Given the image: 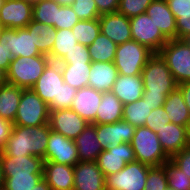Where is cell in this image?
<instances>
[{"label": "cell", "instance_id": "6da1fadb", "mask_svg": "<svg viewBox=\"0 0 190 190\" xmlns=\"http://www.w3.org/2000/svg\"><path fill=\"white\" fill-rule=\"evenodd\" d=\"M144 92L143 100L153 109L162 107L166 97L178 84L160 53H153L141 72Z\"/></svg>", "mask_w": 190, "mask_h": 190}, {"label": "cell", "instance_id": "7a4b0ae2", "mask_svg": "<svg viewBox=\"0 0 190 190\" xmlns=\"http://www.w3.org/2000/svg\"><path fill=\"white\" fill-rule=\"evenodd\" d=\"M50 131L49 123L35 127L13 125L0 154L16 157L34 155L45 159Z\"/></svg>", "mask_w": 190, "mask_h": 190}, {"label": "cell", "instance_id": "3957f363", "mask_svg": "<svg viewBox=\"0 0 190 190\" xmlns=\"http://www.w3.org/2000/svg\"><path fill=\"white\" fill-rule=\"evenodd\" d=\"M131 146L136 161L148 166H162L170 160L159 142L158 135L145 126L135 128Z\"/></svg>", "mask_w": 190, "mask_h": 190}, {"label": "cell", "instance_id": "277c9868", "mask_svg": "<svg viewBox=\"0 0 190 190\" xmlns=\"http://www.w3.org/2000/svg\"><path fill=\"white\" fill-rule=\"evenodd\" d=\"M49 61L48 56L13 58L6 72L7 83L22 89H31Z\"/></svg>", "mask_w": 190, "mask_h": 190}, {"label": "cell", "instance_id": "5b68a950", "mask_svg": "<svg viewBox=\"0 0 190 190\" xmlns=\"http://www.w3.org/2000/svg\"><path fill=\"white\" fill-rule=\"evenodd\" d=\"M153 54L146 46L129 40L117 45L114 64L119 75H141L149 57Z\"/></svg>", "mask_w": 190, "mask_h": 190}, {"label": "cell", "instance_id": "8992f818", "mask_svg": "<svg viewBox=\"0 0 190 190\" xmlns=\"http://www.w3.org/2000/svg\"><path fill=\"white\" fill-rule=\"evenodd\" d=\"M177 84L190 81V41L168 40L160 50Z\"/></svg>", "mask_w": 190, "mask_h": 190}, {"label": "cell", "instance_id": "52a82bcc", "mask_svg": "<svg viewBox=\"0 0 190 190\" xmlns=\"http://www.w3.org/2000/svg\"><path fill=\"white\" fill-rule=\"evenodd\" d=\"M48 105L32 90L23 89L13 125L35 127L49 123Z\"/></svg>", "mask_w": 190, "mask_h": 190}, {"label": "cell", "instance_id": "ba28073f", "mask_svg": "<svg viewBox=\"0 0 190 190\" xmlns=\"http://www.w3.org/2000/svg\"><path fill=\"white\" fill-rule=\"evenodd\" d=\"M150 168L139 161L127 163L119 172L106 176V190H144Z\"/></svg>", "mask_w": 190, "mask_h": 190}, {"label": "cell", "instance_id": "9c48e42d", "mask_svg": "<svg viewBox=\"0 0 190 190\" xmlns=\"http://www.w3.org/2000/svg\"><path fill=\"white\" fill-rule=\"evenodd\" d=\"M130 27L132 39L153 53H159L168 41L147 13L130 18Z\"/></svg>", "mask_w": 190, "mask_h": 190}, {"label": "cell", "instance_id": "30bf717a", "mask_svg": "<svg viewBox=\"0 0 190 190\" xmlns=\"http://www.w3.org/2000/svg\"><path fill=\"white\" fill-rule=\"evenodd\" d=\"M63 84L61 64L50 60L31 89L49 105L51 102H59V92Z\"/></svg>", "mask_w": 190, "mask_h": 190}, {"label": "cell", "instance_id": "8fae6325", "mask_svg": "<svg viewBox=\"0 0 190 190\" xmlns=\"http://www.w3.org/2000/svg\"><path fill=\"white\" fill-rule=\"evenodd\" d=\"M33 20V0H5L0 9L3 28H25Z\"/></svg>", "mask_w": 190, "mask_h": 190}, {"label": "cell", "instance_id": "7c38bea8", "mask_svg": "<svg viewBox=\"0 0 190 190\" xmlns=\"http://www.w3.org/2000/svg\"><path fill=\"white\" fill-rule=\"evenodd\" d=\"M44 161L75 166L79 162V157L74 140L51 130Z\"/></svg>", "mask_w": 190, "mask_h": 190}, {"label": "cell", "instance_id": "4fadbf2b", "mask_svg": "<svg viewBox=\"0 0 190 190\" xmlns=\"http://www.w3.org/2000/svg\"><path fill=\"white\" fill-rule=\"evenodd\" d=\"M134 161H136V159L131 143H122L103 150L99 154L96 162L106 177L119 172L127 163Z\"/></svg>", "mask_w": 190, "mask_h": 190}, {"label": "cell", "instance_id": "5bb4252c", "mask_svg": "<svg viewBox=\"0 0 190 190\" xmlns=\"http://www.w3.org/2000/svg\"><path fill=\"white\" fill-rule=\"evenodd\" d=\"M1 42H5L13 58L46 56L39 52L32 40V33L26 28L9 29L3 28L0 37Z\"/></svg>", "mask_w": 190, "mask_h": 190}, {"label": "cell", "instance_id": "9a60e30c", "mask_svg": "<svg viewBox=\"0 0 190 190\" xmlns=\"http://www.w3.org/2000/svg\"><path fill=\"white\" fill-rule=\"evenodd\" d=\"M49 124L51 130L74 140L89 124L71 108L50 110Z\"/></svg>", "mask_w": 190, "mask_h": 190}, {"label": "cell", "instance_id": "2e32d148", "mask_svg": "<svg viewBox=\"0 0 190 190\" xmlns=\"http://www.w3.org/2000/svg\"><path fill=\"white\" fill-rule=\"evenodd\" d=\"M135 127L125 120L115 123L96 124V133L103 150L113 145L131 143Z\"/></svg>", "mask_w": 190, "mask_h": 190}, {"label": "cell", "instance_id": "e0dca14e", "mask_svg": "<svg viewBox=\"0 0 190 190\" xmlns=\"http://www.w3.org/2000/svg\"><path fill=\"white\" fill-rule=\"evenodd\" d=\"M105 178L96 161L74 166V190H106Z\"/></svg>", "mask_w": 190, "mask_h": 190}, {"label": "cell", "instance_id": "ac0fdd59", "mask_svg": "<svg viewBox=\"0 0 190 190\" xmlns=\"http://www.w3.org/2000/svg\"><path fill=\"white\" fill-rule=\"evenodd\" d=\"M0 164L4 178L7 175L43 174L44 159L34 155L7 156L0 154Z\"/></svg>", "mask_w": 190, "mask_h": 190}, {"label": "cell", "instance_id": "d6986e66", "mask_svg": "<svg viewBox=\"0 0 190 190\" xmlns=\"http://www.w3.org/2000/svg\"><path fill=\"white\" fill-rule=\"evenodd\" d=\"M100 31L116 45L132 40L130 19L119 12L103 14L99 17Z\"/></svg>", "mask_w": 190, "mask_h": 190}, {"label": "cell", "instance_id": "ffe728a7", "mask_svg": "<svg viewBox=\"0 0 190 190\" xmlns=\"http://www.w3.org/2000/svg\"><path fill=\"white\" fill-rule=\"evenodd\" d=\"M102 99V92L92 87H83L77 90L71 109L85 119L88 123H93Z\"/></svg>", "mask_w": 190, "mask_h": 190}, {"label": "cell", "instance_id": "44dd1931", "mask_svg": "<svg viewBox=\"0 0 190 190\" xmlns=\"http://www.w3.org/2000/svg\"><path fill=\"white\" fill-rule=\"evenodd\" d=\"M43 178L51 190H74V166L44 161Z\"/></svg>", "mask_w": 190, "mask_h": 190}, {"label": "cell", "instance_id": "7402d4cb", "mask_svg": "<svg viewBox=\"0 0 190 190\" xmlns=\"http://www.w3.org/2000/svg\"><path fill=\"white\" fill-rule=\"evenodd\" d=\"M146 13L168 40L176 39V19L166 0H153Z\"/></svg>", "mask_w": 190, "mask_h": 190}, {"label": "cell", "instance_id": "603a6c76", "mask_svg": "<svg viewBox=\"0 0 190 190\" xmlns=\"http://www.w3.org/2000/svg\"><path fill=\"white\" fill-rule=\"evenodd\" d=\"M159 142L165 153L171 158L189 146L187 130L185 126H180L172 122L164 125L157 133Z\"/></svg>", "mask_w": 190, "mask_h": 190}, {"label": "cell", "instance_id": "cb8c5ba5", "mask_svg": "<svg viewBox=\"0 0 190 190\" xmlns=\"http://www.w3.org/2000/svg\"><path fill=\"white\" fill-rule=\"evenodd\" d=\"M79 162L97 161L103 151L96 133V124L89 123L86 128L74 139Z\"/></svg>", "mask_w": 190, "mask_h": 190}, {"label": "cell", "instance_id": "d4e9b609", "mask_svg": "<svg viewBox=\"0 0 190 190\" xmlns=\"http://www.w3.org/2000/svg\"><path fill=\"white\" fill-rule=\"evenodd\" d=\"M111 92L125 105L142 98L144 92L141 75H118Z\"/></svg>", "mask_w": 190, "mask_h": 190}, {"label": "cell", "instance_id": "484cf974", "mask_svg": "<svg viewBox=\"0 0 190 190\" xmlns=\"http://www.w3.org/2000/svg\"><path fill=\"white\" fill-rule=\"evenodd\" d=\"M89 87L100 92L111 91L119 73L114 62H91Z\"/></svg>", "mask_w": 190, "mask_h": 190}, {"label": "cell", "instance_id": "4316f807", "mask_svg": "<svg viewBox=\"0 0 190 190\" xmlns=\"http://www.w3.org/2000/svg\"><path fill=\"white\" fill-rule=\"evenodd\" d=\"M124 104L111 92H102L95 121L92 124L115 123L123 118Z\"/></svg>", "mask_w": 190, "mask_h": 190}, {"label": "cell", "instance_id": "83f0119b", "mask_svg": "<svg viewBox=\"0 0 190 190\" xmlns=\"http://www.w3.org/2000/svg\"><path fill=\"white\" fill-rule=\"evenodd\" d=\"M23 89L5 83L0 87V117L14 123Z\"/></svg>", "mask_w": 190, "mask_h": 190}, {"label": "cell", "instance_id": "f1b7e54d", "mask_svg": "<svg viewBox=\"0 0 190 190\" xmlns=\"http://www.w3.org/2000/svg\"><path fill=\"white\" fill-rule=\"evenodd\" d=\"M163 109L167 112L170 122L187 127L190 119V112L178 88L166 97Z\"/></svg>", "mask_w": 190, "mask_h": 190}, {"label": "cell", "instance_id": "f546056e", "mask_svg": "<svg viewBox=\"0 0 190 190\" xmlns=\"http://www.w3.org/2000/svg\"><path fill=\"white\" fill-rule=\"evenodd\" d=\"M25 28L32 33V40L39 52L49 56L55 42L56 29L35 20H32Z\"/></svg>", "mask_w": 190, "mask_h": 190}, {"label": "cell", "instance_id": "4dcf8cb0", "mask_svg": "<svg viewBox=\"0 0 190 190\" xmlns=\"http://www.w3.org/2000/svg\"><path fill=\"white\" fill-rule=\"evenodd\" d=\"M91 63L61 64L64 83L77 90L89 86Z\"/></svg>", "mask_w": 190, "mask_h": 190}, {"label": "cell", "instance_id": "1f68e13d", "mask_svg": "<svg viewBox=\"0 0 190 190\" xmlns=\"http://www.w3.org/2000/svg\"><path fill=\"white\" fill-rule=\"evenodd\" d=\"M88 47L91 62H113L117 45L107 36L100 34Z\"/></svg>", "mask_w": 190, "mask_h": 190}, {"label": "cell", "instance_id": "d6a6232c", "mask_svg": "<svg viewBox=\"0 0 190 190\" xmlns=\"http://www.w3.org/2000/svg\"><path fill=\"white\" fill-rule=\"evenodd\" d=\"M153 107L140 98L139 100L124 105L123 120L129 122L132 126L140 127L145 125L146 118L149 116Z\"/></svg>", "mask_w": 190, "mask_h": 190}, {"label": "cell", "instance_id": "836d02e7", "mask_svg": "<svg viewBox=\"0 0 190 190\" xmlns=\"http://www.w3.org/2000/svg\"><path fill=\"white\" fill-rule=\"evenodd\" d=\"M60 6L55 0H33V20L53 27Z\"/></svg>", "mask_w": 190, "mask_h": 190}, {"label": "cell", "instance_id": "e575fe53", "mask_svg": "<svg viewBox=\"0 0 190 190\" xmlns=\"http://www.w3.org/2000/svg\"><path fill=\"white\" fill-rule=\"evenodd\" d=\"M77 43L72 29L56 30L55 42L48 56L49 59L59 62L67 53L75 48Z\"/></svg>", "mask_w": 190, "mask_h": 190}, {"label": "cell", "instance_id": "d590c367", "mask_svg": "<svg viewBox=\"0 0 190 190\" xmlns=\"http://www.w3.org/2000/svg\"><path fill=\"white\" fill-rule=\"evenodd\" d=\"M72 32L78 43L85 46L91 45L101 32L99 18L93 20H79L72 27Z\"/></svg>", "mask_w": 190, "mask_h": 190}, {"label": "cell", "instance_id": "8d00e7d4", "mask_svg": "<svg viewBox=\"0 0 190 190\" xmlns=\"http://www.w3.org/2000/svg\"><path fill=\"white\" fill-rule=\"evenodd\" d=\"M167 173V184L171 190H190V178L171 160L163 164Z\"/></svg>", "mask_w": 190, "mask_h": 190}, {"label": "cell", "instance_id": "74e56055", "mask_svg": "<svg viewBox=\"0 0 190 190\" xmlns=\"http://www.w3.org/2000/svg\"><path fill=\"white\" fill-rule=\"evenodd\" d=\"M42 178L43 174L7 175L4 187L8 190H32Z\"/></svg>", "mask_w": 190, "mask_h": 190}, {"label": "cell", "instance_id": "f35d334b", "mask_svg": "<svg viewBox=\"0 0 190 190\" xmlns=\"http://www.w3.org/2000/svg\"><path fill=\"white\" fill-rule=\"evenodd\" d=\"M167 173L165 166L151 167L148 171L144 190H167Z\"/></svg>", "mask_w": 190, "mask_h": 190}, {"label": "cell", "instance_id": "ab89813d", "mask_svg": "<svg viewBox=\"0 0 190 190\" xmlns=\"http://www.w3.org/2000/svg\"><path fill=\"white\" fill-rule=\"evenodd\" d=\"M153 0H119L117 12L129 19L146 13L147 7Z\"/></svg>", "mask_w": 190, "mask_h": 190}, {"label": "cell", "instance_id": "60d3db41", "mask_svg": "<svg viewBox=\"0 0 190 190\" xmlns=\"http://www.w3.org/2000/svg\"><path fill=\"white\" fill-rule=\"evenodd\" d=\"M71 7L80 20H93L101 16L98 13L95 0H75Z\"/></svg>", "mask_w": 190, "mask_h": 190}, {"label": "cell", "instance_id": "b9f144b4", "mask_svg": "<svg viewBox=\"0 0 190 190\" xmlns=\"http://www.w3.org/2000/svg\"><path fill=\"white\" fill-rule=\"evenodd\" d=\"M77 14L70 6H60L58 8L57 22L54 24L56 30L72 29V27L79 21Z\"/></svg>", "mask_w": 190, "mask_h": 190}, {"label": "cell", "instance_id": "7bdbcfd3", "mask_svg": "<svg viewBox=\"0 0 190 190\" xmlns=\"http://www.w3.org/2000/svg\"><path fill=\"white\" fill-rule=\"evenodd\" d=\"M60 64L91 63L88 47L77 43L60 61Z\"/></svg>", "mask_w": 190, "mask_h": 190}, {"label": "cell", "instance_id": "ee69618b", "mask_svg": "<svg viewBox=\"0 0 190 190\" xmlns=\"http://www.w3.org/2000/svg\"><path fill=\"white\" fill-rule=\"evenodd\" d=\"M76 93L77 89L72 88L68 84L64 83L60 88L59 102H51L48 105L49 110H62L71 108Z\"/></svg>", "mask_w": 190, "mask_h": 190}, {"label": "cell", "instance_id": "f6af8a7d", "mask_svg": "<svg viewBox=\"0 0 190 190\" xmlns=\"http://www.w3.org/2000/svg\"><path fill=\"white\" fill-rule=\"evenodd\" d=\"M170 123L167 112L162 107L153 109L146 118L145 127L157 133L164 125Z\"/></svg>", "mask_w": 190, "mask_h": 190}, {"label": "cell", "instance_id": "bcb514c9", "mask_svg": "<svg viewBox=\"0 0 190 190\" xmlns=\"http://www.w3.org/2000/svg\"><path fill=\"white\" fill-rule=\"evenodd\" d=\"M176 19V39L190 38V12L188 13H173Z\"/></svg>", "mask_w": 190, "mask_h": 190}, {"label": "cell", "instance_id": "7dc6e473", "mask_svg": "<svg viewBox=\"0 0 190 190\" xmlns=\"http://www.w3.org/2000/svg\"><path fill=\"white\" fill-rule=\"evenodd\" d=\"M170 160L190 178V147L187 146L174 154Z\"/></svg>", "mask_w": 190, "mask_h": 190}, {"label": "cell", "instance_id": "c3c4849f", "mask_svg": "<svg viewBox=\"0 0 190 190\" xmlns=\"http://www.w3.org/2000/svg\"><path fill=\"white\" fill-rule=\"evenodd\" d=\"M100 15L117 12L119 0H95Z\"/></svg>", "mask_w": 190, "mask_h": 190}, {"label": "cell", "instance_id": "681fc988", "mask_svg": "<svg viewBox=\"0 0 190 190\" xmlns=\"http://www.w3.org/2000/svg\"><path fill=\"white\" fill-rule=\"evenodd\" d=\"M172 13L190 12V0H166Z\"/></svg>", "mask_w": 190, "mask_h": 190}, {"label": "cell", "instance_id": "f907efd6", "mask_svg": "<svg viewBox=\"0 0 190 190\" xmlns=\"http://www.w3.org/2000/svg\"><path fill=\"white\" fill-rule=\"evenodd\" d=\"M13 123L0 117V150L4 147L11 134Z\"/></svg>", "mask_w": 190, "mask_h": 190}, {"label": "cell", "instance_id": "816d5d0a", "mask_svg": "<svg viewBox=\"0 0 190 190\" xmlns=\"http://www.w3.org/2000/svg\"><path fill=\"white\" fill-rule=\"evenodd\" d=\"M13 60L11 52L8 50L6 43L0 41V69L7 72L10 62Z\"/></svg>", "mask_w": 190, "mask_h": 190}, {"label": "cell", "instance_id": "f5cc1de1", "mask_svg": "<svg viewBox=\"0 0 190 190\" xmlns=\"http://www.w3.org/2000/svg\"><path fill=\"white\" fill-rule=\"evenodd\" d=\"M177 88L181 91L184 102L190 112V81L178 84Z\"/></svg>", "mask_w": 190, "mask_h": 190}, {"label": "cell", "instance_id": "db71d44e", "mask_svg": "<svg viewBox=\"0 0 190 190\" xmlns=\"http://www.w3.org/2000/svg\"><path fill=\"white\" fill-rule=\"evenodd\" d=\"M32 190H51L50 186L47 184L46 180L42 178Z\"/></svg>", "mask_w": 190, "mask_h": 190}, {"label": "cell", "instance_id": "11a10c76", "mask_svg": "<svg viewBox=\"0 0 190 190\" xmlns=\"http://www.w3.org/2000/svg\"><path fill=\"white\" fill-rule=\"evenodd\" d=\"M7 82L6 72L0 69V87Z\"/></svg>", "mask_w": 190, "mask_h": 190}, {"label": "cell", "instance_id": "9f6ffc18", "mask_svg": "<svg viewBox=\"0 0 190 190\" xmlns=\"http://www.w3.org/2000/svg\"><path fill=\"white\" fill-rule=\"evenodd\" d=\"M55 1L58 2L61 6H70L75 2V0H55Z\"/></svg>", "mask_w": 190, "mask_h": 190}, {"label": "cell", "instance_id": "6f0895ef", "mask_svg": "<svg viewBox=\"0 0 190 190\" xmlns=\"http://www.w3.org/2000/svg\"><path fill=\"white\" fill-rule=\"evenodd\" d=\"M4 176H3V171H2V167H1V164H0V188L2 186H4Z\"/></svg>", "mask_w": 190, "mask_h": 190}, {"label": "cell", "instance_id": "680465c9", "mask_svg": "<svg viewBox=\"0 0 190 190\" xmlns=\"http://www.w3.org/2000/svg\"><path fill=\"white\" fill-rule=\"evenodd\" d=\"M186 130H187V138H188V141H190V119H189V122H188V124H187Z\"/></svg>", "mask_w": 190, "mask_h": 190}, {"label": "cell", "instance_id": "91938a15", "mask_svg": "<svg viewBox=\"0 0 190 190\" xmlns=\"http://www.w3.org/2000/svg\"><path fill=\"white\" fill-rule=\"evenodd\" d=\"M4 1L5 0H0V9L2 8Z\"/></svg>", "mask_w": 190, "mask_h": 190}, {"label": "cell", "instance_id": "94428289", "mask_svg": "<svg viewBox=\"0 0 190 190\" xmlns=\"http://www.w3.org/2000/svg\"><path fill=\"white\" fill-rule=\"evenodd\" d=\"M2 30H3V27H2V25H1V23H0V37H1V32H2Z\"/></svg>", "mask_w": 190, "mask_h": 190}, {"label": "cell", "instance_id": "6125c7cd", "mask_svg": "<svg viewBox=\"0 0 190 190\" xmlns=\"http://www.w3.org/2000/svg\"><path fill=\"white\" fill-rule=\"evenodd\" d=\"M0 190H8L6 187L2 186Z\"/></svg>", "mask_w": 190, "mask_h": 190}]
</instances>
